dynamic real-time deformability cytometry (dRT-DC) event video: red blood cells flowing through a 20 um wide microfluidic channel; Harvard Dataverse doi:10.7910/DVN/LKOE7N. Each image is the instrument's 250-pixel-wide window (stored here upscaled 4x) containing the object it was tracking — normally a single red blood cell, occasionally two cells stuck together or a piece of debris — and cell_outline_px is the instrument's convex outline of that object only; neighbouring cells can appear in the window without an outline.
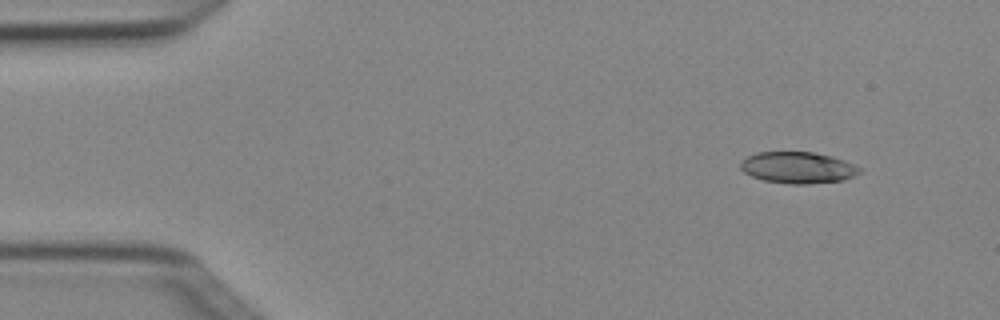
{"species": "Egyptian fruit bat (a non-hibernating species)", "species_latin": "Rousettus aegyptiacus", "temperature_condition": "cold", "stored_images_in_passage": 6, "camera_frame_rate_fps": 3000, "um_per_image_px": 0.085, "animal": {"sex": "female"}, "frame": {"image": 1, "passage_image": 1, "time_ms": 0.0, "image_size_px": [1000, 320], "cell_outline_px": [[860, 172], [856, 176], [844, 180], [808, 184], [792, 184], [764, 180], [752, 176], [744, 172], [740, 168], [740, 160], [756, 152], [812, 152], [832, 156], [844, 160], [860, 168]], "centroid_in_image_um": [67.81, 14.24], "position_along_channel_um": 17.2, "area_um2": 21.85}}
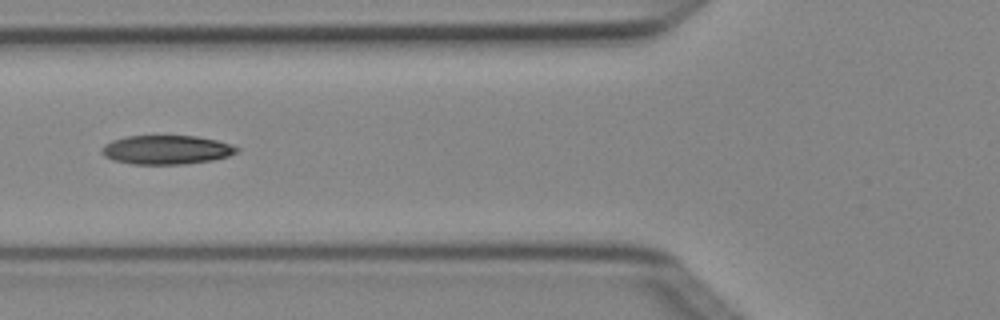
{"frame": {"image": 2, "passage_image": 5, "time_ms": 1.333, "image_size_px": [1000, 320], "cell_outline_px": [[240, 152], [228, 156], [212, 160], [184, 164], [132, 164], [112, 160], [104, 156], [100, 152], [100, 148], [104, 144], [112, 140], [124, 136], [196, 136], [216, 140], [240, 148]], "centroid_in_image_um": [14.11, 12.73], "position_along_channel_um": 111.7, "area_um2": 22.95}}
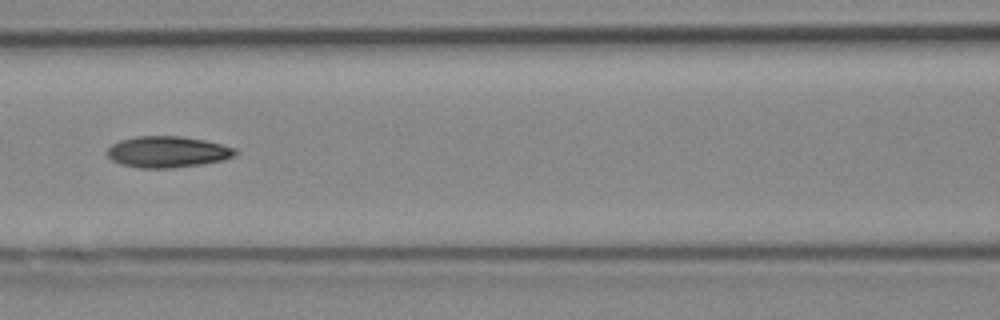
{"frame": {"image": 3, "passage_image": 6, "time_ms": 1.667, "image_size_px": [1000, 320], "cell_outline_px": [[240, 152], [236, 156], [224, 160], [200, 164], [172, 168], [140, 168], [120, 164], [112, 160], [108, 156], [108, 148], [112, 144], [120, 140], [136, 136], [180, 136], [204, 140], [236, 148]], "centroid_in_image_um": [14.27, 12.91], "position_along_channel_um": 152.3, "area_um2": 23.41}}